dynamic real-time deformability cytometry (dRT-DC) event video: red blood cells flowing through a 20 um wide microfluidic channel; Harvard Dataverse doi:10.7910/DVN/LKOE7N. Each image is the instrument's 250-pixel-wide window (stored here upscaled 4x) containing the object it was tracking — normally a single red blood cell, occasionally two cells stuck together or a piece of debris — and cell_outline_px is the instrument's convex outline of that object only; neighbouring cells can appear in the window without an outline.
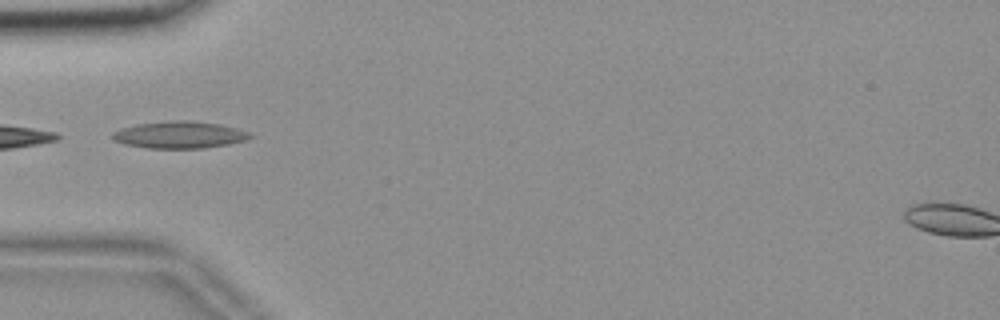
{"species": "common noctule bat (a hibernating species)", "species_latin": "Nyctalus noctula", "temperature_condition": "room temperature", "stored_images_in_passage": 7, "camera_frame_rate_fps": 3000, "um_per_image_px": 0.085, "animal": {"sex": "female", "body_mass_g": 18.4}, "frame": {"image": 1, "passage_image": 1, "time_ms": 0.0, "image_size_px": [1000, 320], "cell_outline_px": [[256, 136], [244, 140], [228, 144], [204, 148], [148, 148], [124, 144], [116, 140], [112, 136], [112, 132], [120, 128], [136, 124], [168, 120], [188, 120], [220, 124], [236, 128], [248, 132]], "centroid_in_image_um": [15.25, 11.45], "position_along_channel_um": 69.7, "area_um2": 21.68}}